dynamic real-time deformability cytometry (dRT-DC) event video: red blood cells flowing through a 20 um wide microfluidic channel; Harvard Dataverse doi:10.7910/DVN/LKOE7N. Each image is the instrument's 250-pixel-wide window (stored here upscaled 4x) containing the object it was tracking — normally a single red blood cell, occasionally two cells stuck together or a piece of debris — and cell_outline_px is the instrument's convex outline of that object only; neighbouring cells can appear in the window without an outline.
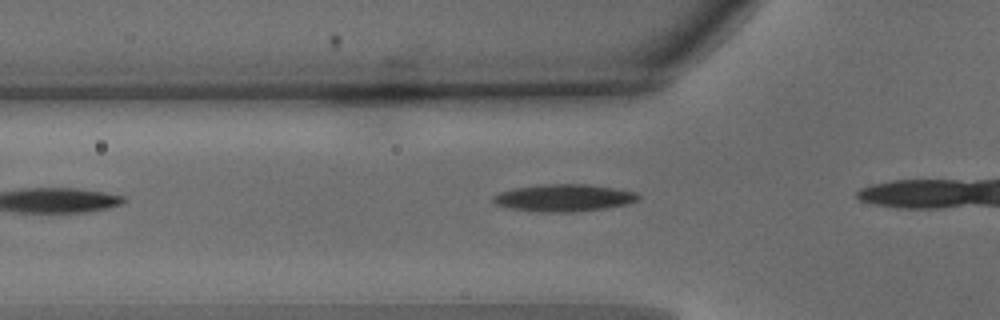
{"species": "common noctule bat (a hibernating species)", "species_latin": "Nyctalus noctula", "temperature_condition": "warm", "stored_images_in_passage": 10, "camera_frame_rate_fps": 3000, "um_per_image_px": 0.085, "animal": {"sex": "male", "body_mass_g": 15.6}, "frame": {"image": 1, "passage_image": 2, "time_ms": 0.333, "image_size_px": [1000, 320], "cell_outline_px": [[640, 196], [636, 200], [628, 204], [604, 208], [572, 212], [544, 212], [512, 208], [496, 204], [492, 200], [492, 196], [500, 192], [512, 188], [544, 184], [592, 184], [616, 188], [636, 192]], "centroid_in_image_um": [47.94, 16.8], "position_along_channel_um": 77.9, "area_um2": 22.95}}
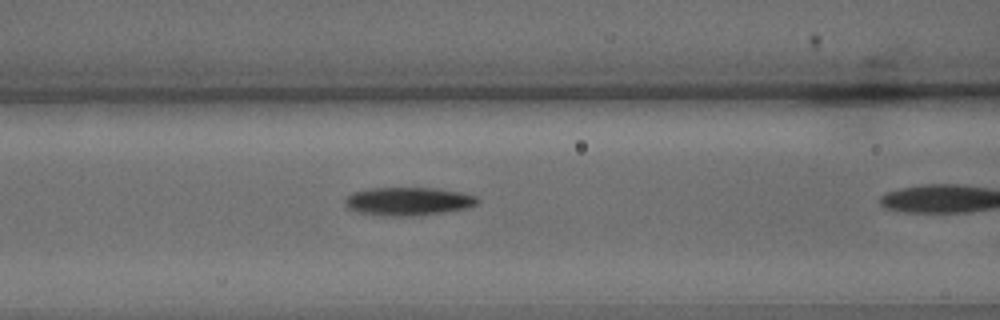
{"frame": {"image": 2, "passage_image": 6, "time_ms": 1.667, "image_size_px": [1000, 320], "cell_outline_px": [[480, 200], [476, 204], [464, 208], [444, 212], [408, 216], [384, 216], [360, 212], [348, 208], [344, 204], [344, 200], [352, 192], [368, 188], [440, 188], [460, 192], [476, 196]], "centroid_in_image_um": [34.67, 17.1], "position_along_channel_um": 131.9, "area_um2": 21.73}}
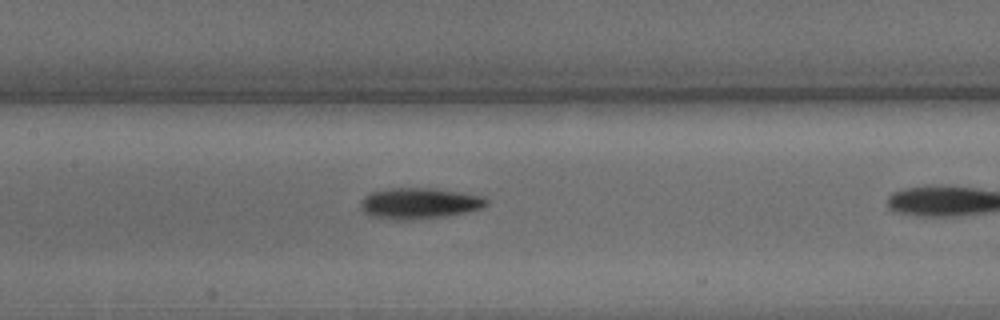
{"frame": {"image": 3, "passage_image": 9, "time_ms": 2.667, "image_size_px": [1000, 320], "cell_outline_px": [[488, 204], [484, 208], [468, 212], [444, 216], [408, 220], [372, 216], [364, 212], [360, 208], [360, 200], [364, 196], [372, 192], [388, 188], [436, 188], [484, 196], [488, 200]], "centroid_in_image_um": [35.68, 17.27], "position_along_channel_um": 171.7, "area_um2": 22.77}}